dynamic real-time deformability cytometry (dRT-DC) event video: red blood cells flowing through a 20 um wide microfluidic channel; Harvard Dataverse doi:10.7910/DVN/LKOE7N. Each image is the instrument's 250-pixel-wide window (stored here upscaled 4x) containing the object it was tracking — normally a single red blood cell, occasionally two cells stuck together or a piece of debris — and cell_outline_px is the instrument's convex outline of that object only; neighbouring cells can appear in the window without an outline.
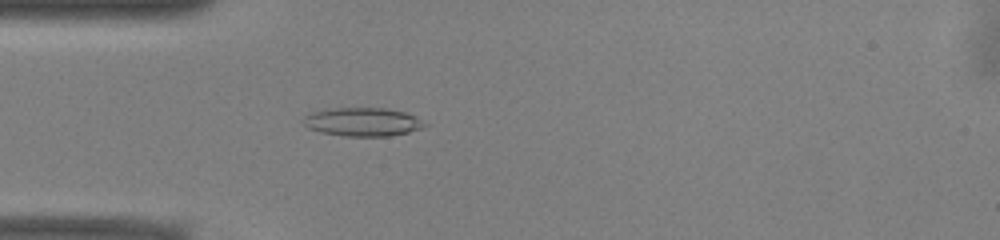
{"species": "common noctule bat (a hibernating species)", "species_latin": "Nyctalus noctula", "temperature_condition": "warm", "stored_images_in_passage": 49, "camera_frame_rate_fps": 3000, "um_per_image_px": 0.085, "animal": {"sex": "male", "body_mass_g": 13.0, "forearm_length_mm": 53.1}, "frame": {"image": 1, "passage_image": 12, "time_ms": 3.667, "image_size_px": [1000, 240], "cell_outline_px": [[428, 124], [424, 128], [408, 132], [388, 136], [344, 136], [320, 132], [308, 128], [304, 124], [304, 116], [312, 112], [324, 108], [388, 108], [404, 112], [416, 116]], "centroid_in_image_um": [30.84, 10.35], "position_along_channel_um": 54.2, "area_um2": 20.35}}
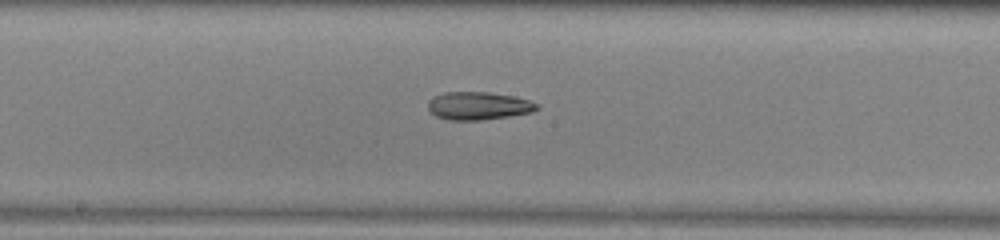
{"frame": {"image": 2, "passage_image": 24, "time_ms": 7.667, "image_size_px": [1000, 240], "cell_outline_px": [[540, 108], [532, 112], [508, 116], [480, 120], [448, 120], [436, 116], [428, 108], [428, 100], [432, 96], [444, 92], [488, 92], [516, 96], [540, 104]], "centroid_in_image_um": [40.67, 8.98], "position_along_channel_um": 207.5, "area_um2": 17.86}}
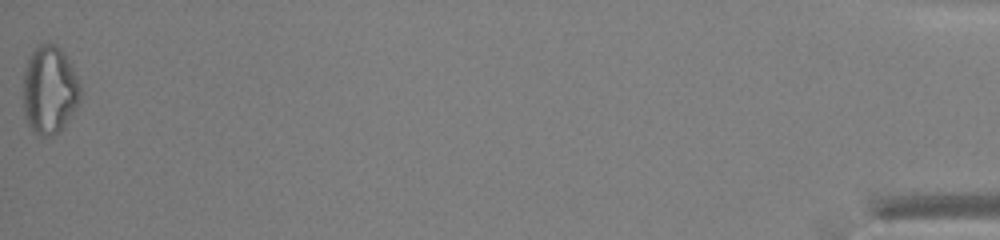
{"frame": {"image": 3, "passage_image": 49, "time_ms": 16.0, "image_size_px": [1000, 240], "cell_outline_px": [[80, 100], [76, 108], [64, 124], [52, 136], [36, 136], [32, 132], [24, 116], [24, 72], [28, 56], [40, 44], [56, 44], [64, 52], [80, 84]], "centroid_in_image_um": [4.19, 7.65], "position_along_channel_um": 431.0, "area_um2": 29.19}, "authors_computed_cell_mechanics": {"area_um2": 20.23, "velocity_mm_per_s": 3.968, "shape_relaxation_time_tau1_ms": null, "shape_relaxation_time_tau2_ms": 10.9473, "deformation_change_tau1": null, "deformation_change_tau2": 0.2668}}